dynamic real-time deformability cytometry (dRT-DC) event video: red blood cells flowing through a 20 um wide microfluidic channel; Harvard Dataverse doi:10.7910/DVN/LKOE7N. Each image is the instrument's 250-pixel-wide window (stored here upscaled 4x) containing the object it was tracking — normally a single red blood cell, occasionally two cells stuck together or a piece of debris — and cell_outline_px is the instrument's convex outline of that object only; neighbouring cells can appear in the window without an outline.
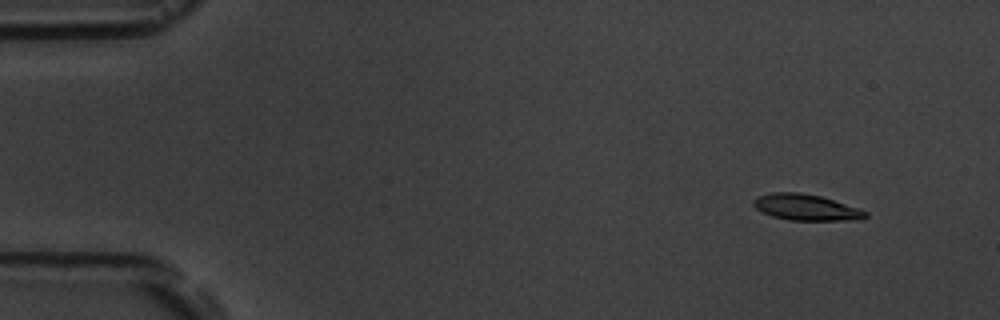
{"species": "common noctule bat (a hibernating species)", "species_latin": "Nyctalus noctula", "temperature_condition": "room temperature", "stored_images_in_passage": 8, "camera_frame_rate_fps": 3000, "um_per_image_px": 0.085, "animal": {"sex": "male", "body_mass_g": 19.5, "forearm_length_mm": 54.6}, "frame": {"image": 1, "passage_image": 1, "time_ms": 0.0, "image_size_px": [1000, 320], "cell_outline_px": [[868, 216], [864, 220], [788, 220], [772, 216], [756, 208], [752, 204], [752, 200], [756, 196], [772, 192], [800, 192], [820, 196], [868, 212]], "centroid_in_image_um": [68.49, 17.62], "position_along_channel_um": 16.5, "area_um2": 16.99}}
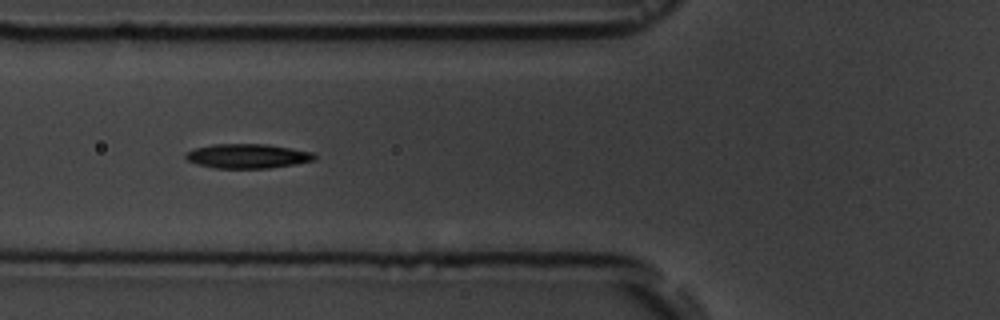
{"frame": {"image": 2, "passage_image": 5, "time_ms": 5.333, "image_size_px": [1000, 320], "cell_outline_px": [[316, 160], [268, 168], [216, 168], [196, 164], [188, 160], [184, 156], [184, 152], [196, 148], [212, 144], [268, 144], [312, 152], [316, 156]], "centroid_in_image_um": [21.0, 13.26], "position_along_channel_um": 104.8, "area_um2": 18.26}}
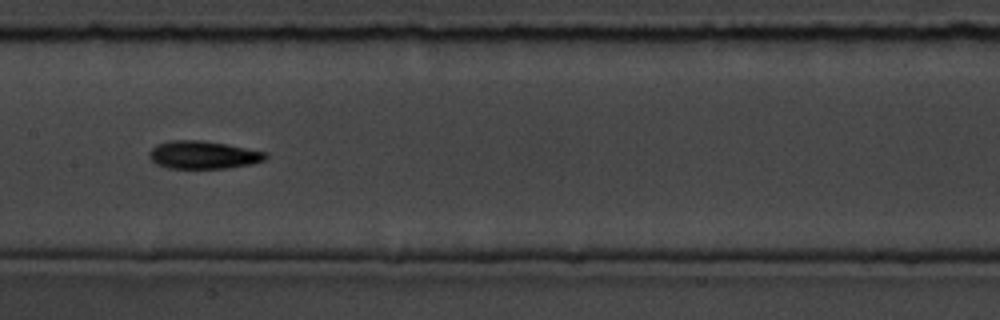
{"frame": {"image": 3, "passage_image": 7, "time_ms": 7.667, "image_size_px": [1000, 320], "cell_outline_px": [[268, 156], [264, 160], [252, 164], [228, 168], [168, 168], [156, 164], [148, 156], [148, 152], [156, 144], [168, 140], [200, 140], [228, 144], [268, 152]], "centroid_in_image_um": [17.28, 13.16], "position_along_channel_um": 190.1, "area_um2": 19.13}}